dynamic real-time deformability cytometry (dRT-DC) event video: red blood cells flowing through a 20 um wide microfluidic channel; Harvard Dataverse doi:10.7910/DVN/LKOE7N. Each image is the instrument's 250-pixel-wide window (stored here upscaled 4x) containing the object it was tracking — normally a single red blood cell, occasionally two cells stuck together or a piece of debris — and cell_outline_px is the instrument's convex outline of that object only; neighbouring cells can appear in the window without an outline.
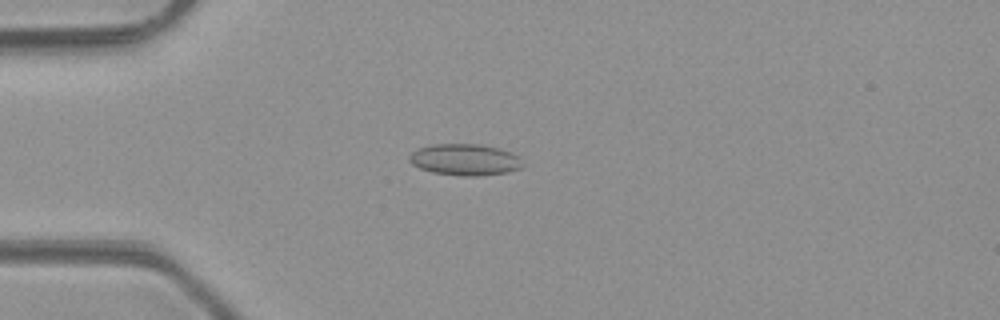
{"species": "common noctule bat (a hibernating species)", "species_latin": "Nyctalus noctula", "temperature_condition": "room temperature", "stored_images_in_passage": 4, "camera_frame_rate_fps": 3000, "um_per_image_px": 0.085, "animal": {"sex": "male", "body_mass_g": 23.1, "forearm_length_mm": 52.7}, "frame": {"image": 1, "passage_image": 2, "time_ms": 1.0, "image_size_px": [1000, 320], "cell_outline_px": [[524, 168], [508, 172], [476, 176], [464, 176], [432, 172], [420, 168], [412, 164], [408, 160], [408, 156], [416, 148], [432, 144], [480, 144], [500, 148], [512, 152], [520, 156]], "centroid_in_image_um": [39.54, 13.56], "position_along_channel_um": 45.5, "area_um2": 21.1}}
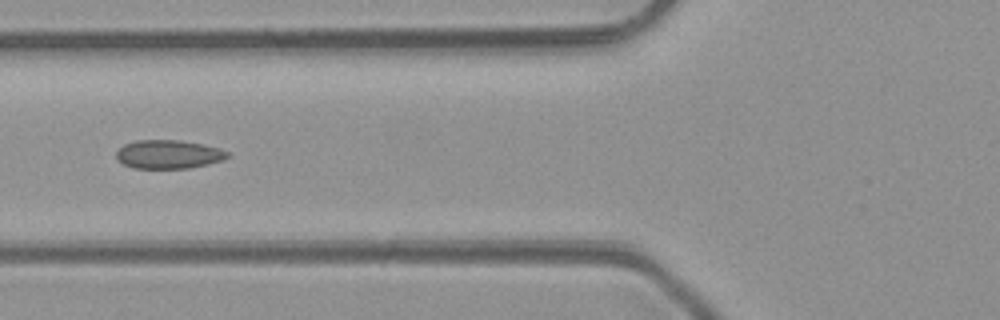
{"frame": {"image": 2, "passage_image": 4, "time_ms": 3.0, "image_size_px": [1000, 320], "cell_outline_px": [[232, 156], [224, 160], [208, 164], [188, 168], [132, 168], [116, 160], [116, 152], [124, 144], [136, 140], [176, 140], [204, 144], [220, 148], [228, 152]], "centroid_in_image_um": [14.34, 13.12], "position_along_channel_um": 111.5, "area_um2": 18.73}}